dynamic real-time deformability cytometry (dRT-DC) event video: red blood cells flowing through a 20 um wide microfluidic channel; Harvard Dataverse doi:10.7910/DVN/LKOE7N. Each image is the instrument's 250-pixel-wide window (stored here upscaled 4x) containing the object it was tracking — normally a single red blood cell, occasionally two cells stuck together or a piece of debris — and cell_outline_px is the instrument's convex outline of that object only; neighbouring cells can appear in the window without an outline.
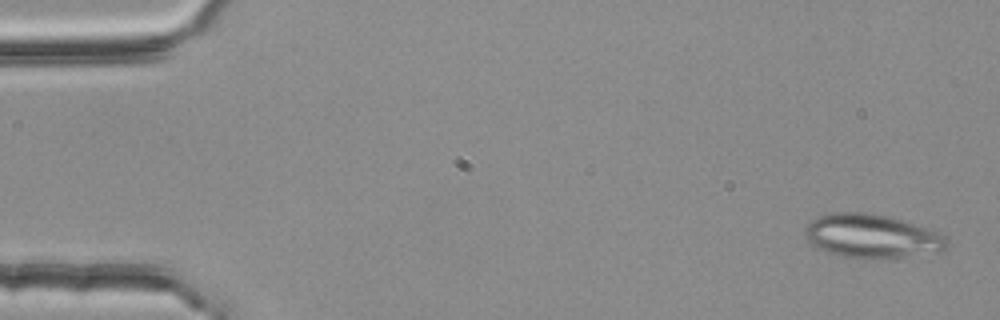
{"species": "common noctule bat (a hibernating species)", "species_latin": "Nyctalus noctula", "temperature_condition": "room temperature", "stored_images_in_passage": 4, "camera_frame_rate_fps": 3000, "um_per_image_px": 0.085, "animal": {"sex": "female", "body_mass_g": 25.1}, "frame": {"image": 1, "passage_image": 1, "time_ms": 0.0, "image_size_px": [1000, 320], "cell_outline_px": [[948, 248], [940, 252], [900, 256], [844, 256], [828, 252], [820, 248], [808, 240], [804, 232], [804, 228], [812, 220], [828, 212], [864, 212], [888, 216], [936, 232], [944, 236], [948, 240]], "centroid_in_image_um": [74.09, 20.03], "position_along_channel_um": 10.9, "area_um2": 34.97}}